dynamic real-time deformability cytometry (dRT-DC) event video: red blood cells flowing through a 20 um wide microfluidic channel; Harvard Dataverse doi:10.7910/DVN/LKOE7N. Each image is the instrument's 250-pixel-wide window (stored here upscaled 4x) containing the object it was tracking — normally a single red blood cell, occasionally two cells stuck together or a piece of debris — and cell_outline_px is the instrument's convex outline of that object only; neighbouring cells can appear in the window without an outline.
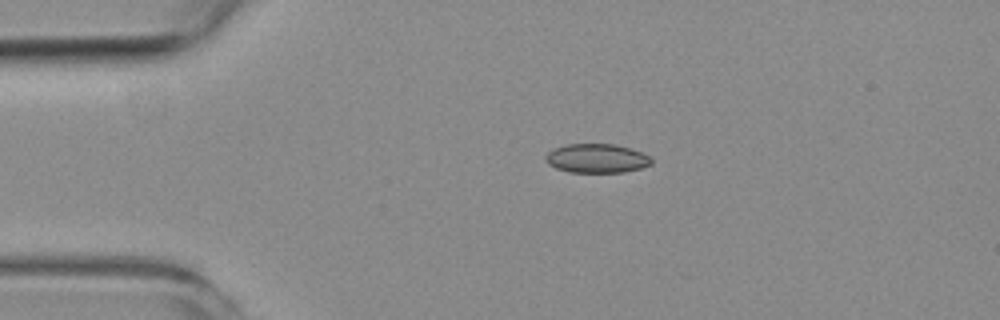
{"species": "common noctule bat (a hibernating species)", "species_latin": "Nyctalus noctula", "temperature_condition": "room temperature", "stored_images_in_passage": 4, "camera_frame_rate_fps": 3000, "um_per_image_px": 0.085, "animal": {"sex": "female", "body_mass_g": 19.3, "forearm_length_mm": 54.1}, "frame": {"image": 1, "passage_image": 3, "time_ms": 2.333, "image_size_px": [1000, 320], "cell_outline_px": [[652, 164], [640, 168], [624, 172], [568, 172], [556, 168], [548, 164], [544, 156], [552, 148], [564, 144], [616, 144], [640, 152], [648, 156], [652, 160]], "centroid_in_image_um": [50.67, 13.45], "position_along_channel_um": 34.3, "area_um2": 17.92}}